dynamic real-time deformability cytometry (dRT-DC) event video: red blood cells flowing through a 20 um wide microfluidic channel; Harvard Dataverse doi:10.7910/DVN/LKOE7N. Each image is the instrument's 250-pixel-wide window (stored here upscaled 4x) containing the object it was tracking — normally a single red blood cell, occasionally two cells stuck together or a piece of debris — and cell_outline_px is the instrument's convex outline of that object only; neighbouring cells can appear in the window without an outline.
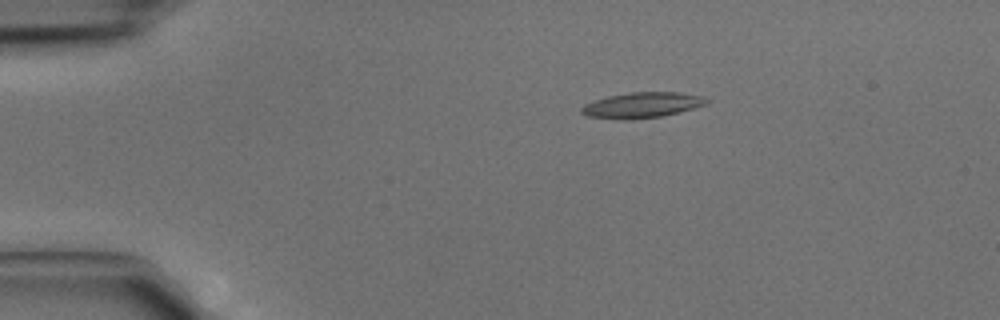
{"species": "common noctule bat (a hibernating species)", "species_latin": "Nyctalus noctula", "temperature_condition": "cold", "stored_images_in_passage": 5, "segment_of_instrument_passage": [1, 2], "camera_frame_rate_fps": 3000, "um_per_image_px": 0.085, "animal": {"sex": "male", "body_mass_g": 15.6}, "frame": {"image": 1, "passage_image": 3, "time_ms": 0.667, "image_size_px": [1000, 320], "cell_outline_px": [[712, 100], [708, 104], [660, 116], [628, 120], [624, 120], [588, 116], [580, 112], [580, 108], [584, 104], [608, 96], [628, 92], [676, 92], [704, 96]], "centroid_in_image_um": [54.58, 8.92], "position_along_channel_um": 30.4, "area_um2": 18.55}}